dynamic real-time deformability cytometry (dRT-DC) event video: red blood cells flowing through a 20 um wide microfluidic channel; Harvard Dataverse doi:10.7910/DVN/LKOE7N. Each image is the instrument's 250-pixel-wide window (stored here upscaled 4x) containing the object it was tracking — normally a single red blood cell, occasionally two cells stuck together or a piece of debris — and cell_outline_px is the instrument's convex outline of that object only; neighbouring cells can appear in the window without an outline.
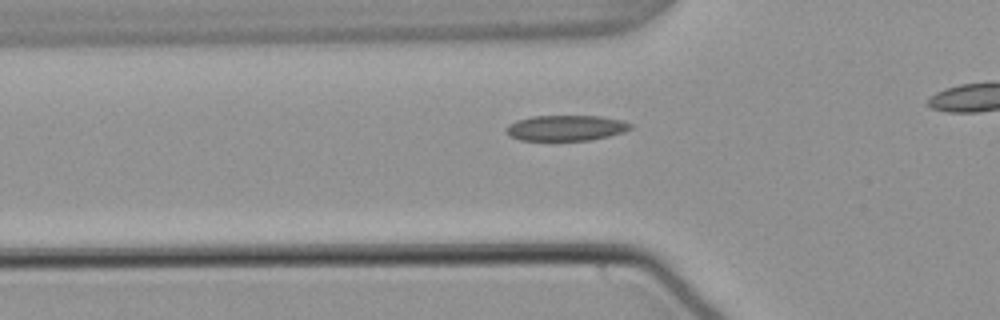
{"species": "common noctule bat (a hibernating species)", "species_latin": "Nyctalus noctula", "temperature_condition": "warm", "stored_images_in_passage": 38, "camera_frame_rate_fps": 3000, "um_per_image_px": 0.085, "animal": {"sex": "male", "body_mass_g": 21.5, "forearm_length_mm": 52.0}, "frame": {"image": 1, "passage_image": 12, "time_ms": 3.667, "image_size_px": [1000, 320], "cell_outline_px": [[632, 128], [624, 132], [608, 136], [588, 140], [520, 140], [508, 136], [504, 132], [504, 128], [508, 124], [516, 120], [532, 116], [600, 116], [620, 120], [632, 124]], "centroid_in_image_um": [48.04, 10.87], "position_along_channel_um": 77.8, "area_um2": 18.61}}
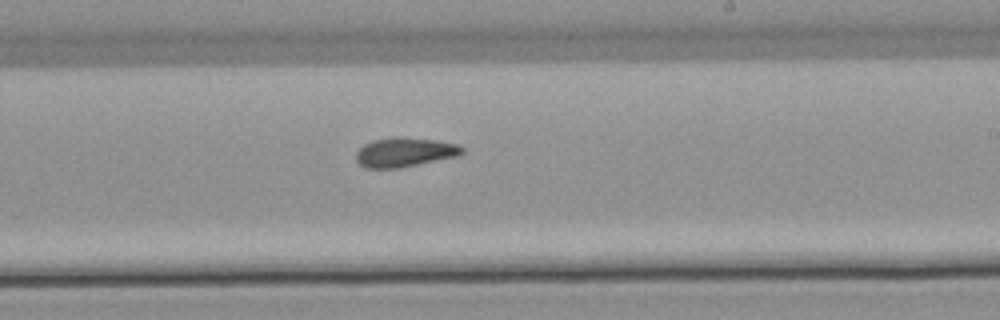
{"frame": {"image": 2, "passage_image": 26, "time_ms": 8.333, "image_size_px": [1000, 320], "cell_outline_px": [[464, 152], [460, 156], [400, 168], [364, 168], [356, 160], [356, 152], [364, 144], [372, 140], [392, 136], [400, 136], [436, 140], [460, 144], [464, 148]], "centroid_in_image_um": [34.43, 12.93], "position_along_channel_um": 254.6, "area_um2": 18.55}}
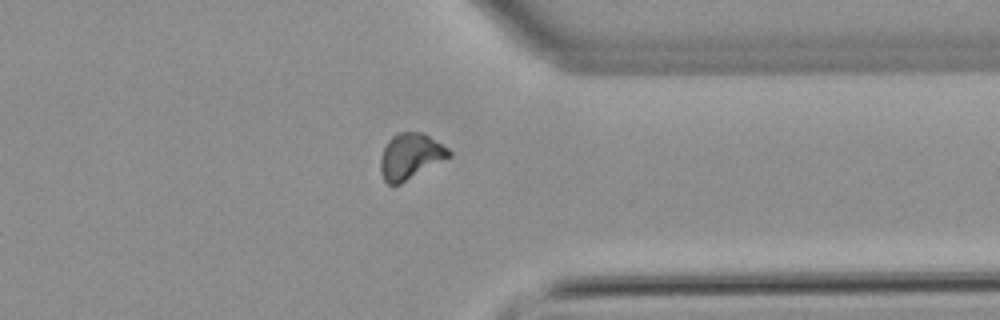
{"frame": {"image": 3, "passage_image": 36, "time_ms": 11.667, "image_size_px": [1000, 320], "cell_outline_px": [[452, 156], [400, 184], [388, 184], [384, 180], [380, 172], [380, 156], [388, 140], [392, 136], [400, 132], [424, 132], [448, 148], [452, 152]], "centroid_in_image_um": [34.89, 13.27], "position_along_channel_um": 376.5, "area_um2": 18.38}}